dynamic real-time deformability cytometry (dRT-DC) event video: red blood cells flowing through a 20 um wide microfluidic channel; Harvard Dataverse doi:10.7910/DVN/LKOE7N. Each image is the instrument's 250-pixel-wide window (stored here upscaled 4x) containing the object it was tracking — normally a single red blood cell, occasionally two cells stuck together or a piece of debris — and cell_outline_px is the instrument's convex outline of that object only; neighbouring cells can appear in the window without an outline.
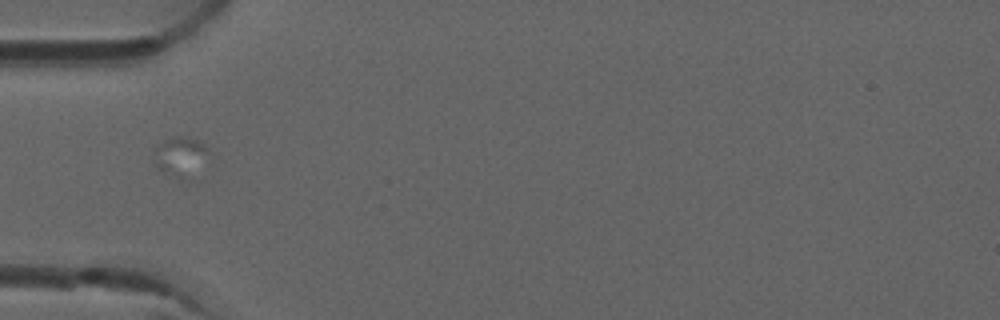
{"species": "common noctule bat (a hibernating species)", "species_latin": "Nyctalus noctula", "temperature_condition": "room temperature", "stored_images_in_passage": 7, "camera_frame_rate_fps": 3000, "um_per_image_px": 0.085, "animal": {"sex": "male", "forearm_length_mm": 52.5}, "frame": {"image": 1, "passage_image": 5, "time_ms": 1.333, "image_size_px": [1000, 320], "cell_outline_px": [[212, 164], [180, 180], [160, 168], [156, 164], [156, 148], [160, 144], [172, 136], [180, 136], [196, 140], [204, 144], [212, 152]], "centroid_in_image_um": [15.53, 13.31], "position_along_channel_um": 69.5, "area_um2": 12.77}}
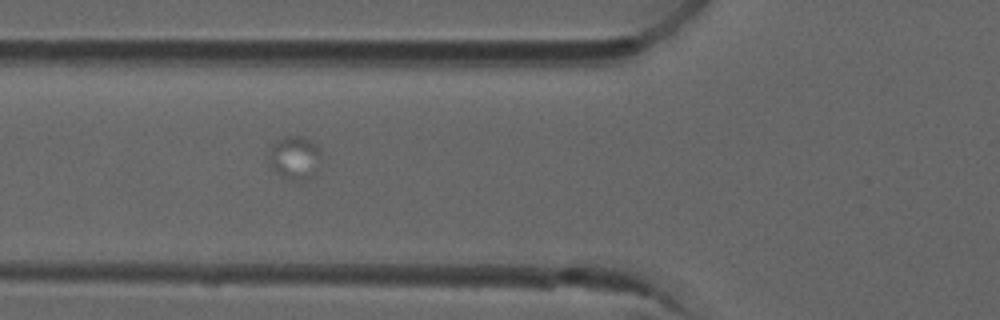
{"frame": {"image": 2, "passage_image": 6, "time_ms": 1.667, "image_size_px": [1000, 320], "cell_outline_px": [[320, 156], [312, 176], [300, 184], [280, 176], [272, 168], [268, 152], [272, 144], [276, 140], [284, 136], [300, 136], [316, 144], [320, 152]], "centroid_in_image_um": [25.01, 13.43], "position_along_channel_um": 100.8, "area_um2": 13.24}}
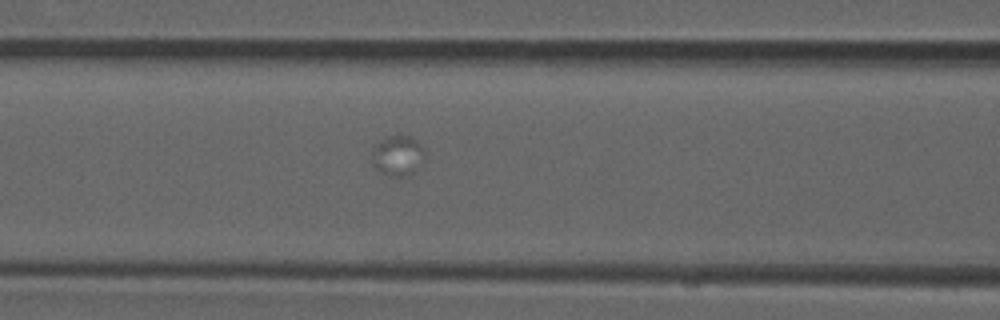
{"frame": {"image": 3, "passage_image": 7, "time_ms": 2.0, "image_size_px": [1000, 320], "cell_outline_px": [[424, 156], [412, 172], [408, 176], [388, 176], [380, 172], [372, 164], [376, 144], [380, 140], [388, 136], [408, 136], [416, 140], [424, 148]], "centroid_in_image_um": [33.79, 13.23], "position_along_channel_um": 132.8, "area_um2": 11.96}}